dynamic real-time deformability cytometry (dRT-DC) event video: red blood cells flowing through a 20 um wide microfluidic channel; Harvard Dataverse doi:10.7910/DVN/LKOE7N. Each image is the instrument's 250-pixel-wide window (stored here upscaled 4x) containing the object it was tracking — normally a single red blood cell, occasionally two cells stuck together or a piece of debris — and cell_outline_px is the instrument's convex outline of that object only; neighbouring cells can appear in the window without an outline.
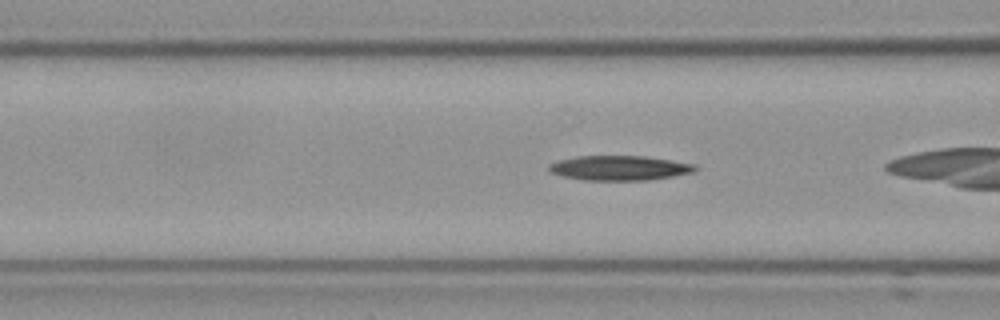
{"species": "Egyptian fruit bat (a non-hibernating species)", "species_latin": "Rousettus aegyptiacus", "temperature_condition": "cold", "stored_images_in_passage": 25, "camera_frame_rate_fps": 3000, "um_per_image_px": 0.085, "frame": {"image": 1, "passage_image": 15, "time_ms": 4.667, "image_size_px": [1000, 320], "cell_outline_px": [[696, 168], [692, 172], [672, 176], [648, 180], [584, 180], [564, 176], [552, 172], [548, 168], [548, 164], [560, 160], [576, 156], [644, 156], [696, 164]], "centroid_in_image_um": [52.64, 14.27], "position_along_channel_um": 114.0, "area_um2": 20.81}}